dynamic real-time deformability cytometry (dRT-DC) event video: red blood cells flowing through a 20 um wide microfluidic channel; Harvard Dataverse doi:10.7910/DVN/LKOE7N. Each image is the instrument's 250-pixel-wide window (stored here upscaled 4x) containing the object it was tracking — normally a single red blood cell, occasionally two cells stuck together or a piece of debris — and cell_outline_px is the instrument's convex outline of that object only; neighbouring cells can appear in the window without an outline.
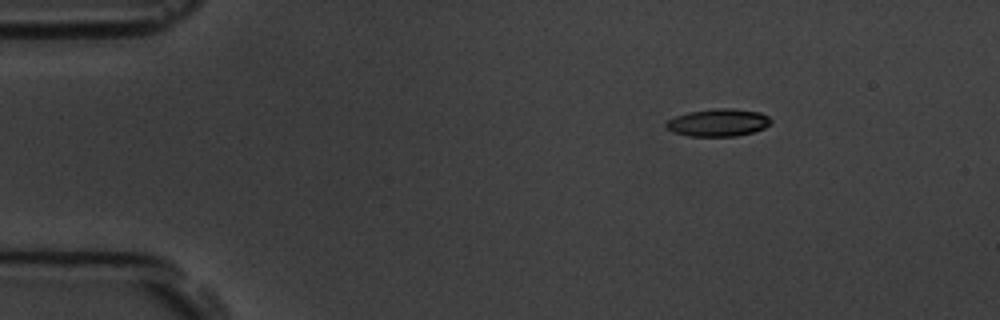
{"species": "common noctule bat (a hibernating species)", "species_latin": "Nyctalus noctula", "temperature_condition": "room temperature", "stored_images_in_passage": 3, "camera_frame_rate_fps": 3000, "um_per_image_px": 0.085, "animal": {"sex": "male", "body_mass_g": 19.5, "forearm_length_mm": 54.6}, "frame": {"image": 1, "passage_image": 1, "time_ms": 0.0, "image_size_px": [1000, 320], "cell_outline_px": [[772, 120], [764, 128], [752, 132], [736, 136], [688, 136], [664, 128], [664, 124], [668, 120], [676, 116], [688, 112], [716, 108], [732, 108], [760, 112], [768, 116]], "centroid_in_image_um": [61.03, 10.41], "position_along_channel_um": 24.0, "area_um2": 16.76}}